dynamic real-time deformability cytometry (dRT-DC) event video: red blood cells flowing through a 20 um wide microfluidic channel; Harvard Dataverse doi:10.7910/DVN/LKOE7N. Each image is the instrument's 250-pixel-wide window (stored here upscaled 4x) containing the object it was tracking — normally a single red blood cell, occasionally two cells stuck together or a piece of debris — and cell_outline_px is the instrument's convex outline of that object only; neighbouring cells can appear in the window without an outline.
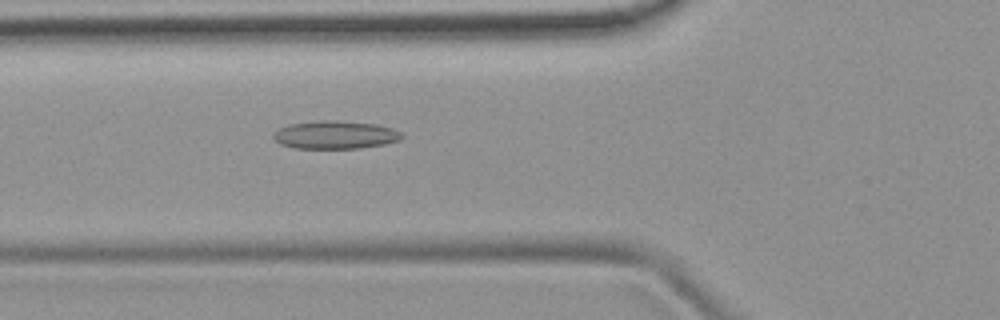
{"species": "common noctule bat (a hibernating species)", "species_latin": "Nyctalus noctula", "temperature_condition": "room temperature", "stored_images_in_passage": 51, "camera_frame_rate_fps": 3000, "um_per_image_px": 0.085, "animal": {"sex": "female", "body_mass_g": 19.9}, "frame": {"image": 1, "passage_image": 19, "time_ms": 6.0, "image_size_px": [1000, 320], "cell_outline_px": [[404, 136], [400, 140], [384, 144], [360, 148], [296, 148], [280, 144], [272, 136], [280, 128], [288, 124], [320, 120], [336, 120], [376, 124], [392, 128], [400, 132]], "centroid_in_image_um": [28.51, 11.45], "position_along_channel_um": 97.3, "area_um2": 20.92}}
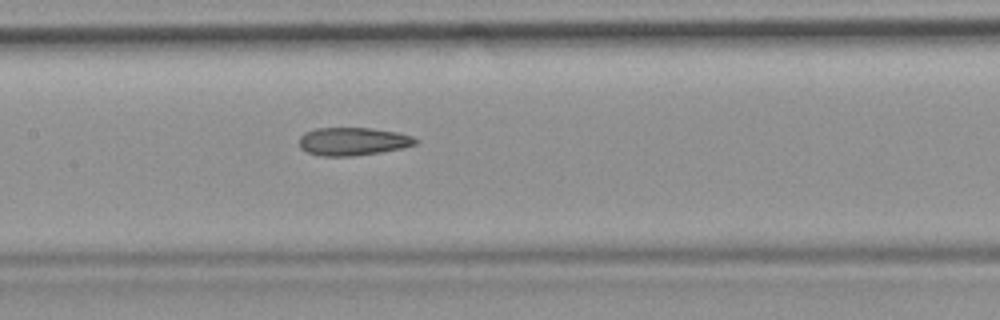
{"frame": {"image": 2, "passage_image": 25, "time_ms": 8.0, "image_size_px": [1000, 320], "cell_outline_px": [[420, 140], [416, 144], [400, 148], [380, 152], [352, 156], [320, 156], [308, 152], [300, 148], [300, 136], [304, 132], [316, 128], [368, 128], [400, 132], [412, 136]], "centroid_in_image_um": [30.0, 12.01], "position_along_channel_um": 177.4, "area_um2": 19.02}}
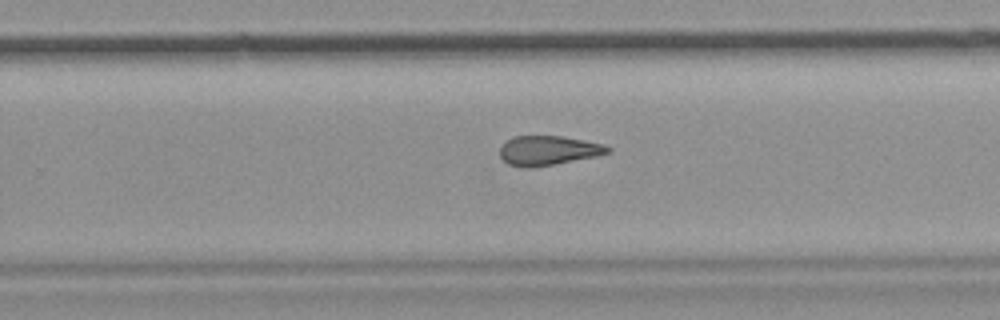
{"frame": {"image": 3, "passage_image": 33, "time_ms": 10.667, "image_size_px": [1000, 320], "cell_outline_px": [[612, 152], [596, 156], [556, 164], [528, 168], [508, 164], [500, 156], [500, 148], [512, 136], [564, 136], [604, 144], [612, 148]], "centroid_in_image_um": [46.64, 12.79], "position_along_channel_um": 283.2, "area_um2": 18.55}, "authors_computed_cell_mechanics": {"area_um2": 19.941, "velocity_mm_per_s": 3.9838, "shape_relaxation_time_tau1_ms": null, "shape_relaxation_time_tau2_ms": 2.4222, "deformation_change_tau1": null, "deformation_change_tau2": 0.1128}}